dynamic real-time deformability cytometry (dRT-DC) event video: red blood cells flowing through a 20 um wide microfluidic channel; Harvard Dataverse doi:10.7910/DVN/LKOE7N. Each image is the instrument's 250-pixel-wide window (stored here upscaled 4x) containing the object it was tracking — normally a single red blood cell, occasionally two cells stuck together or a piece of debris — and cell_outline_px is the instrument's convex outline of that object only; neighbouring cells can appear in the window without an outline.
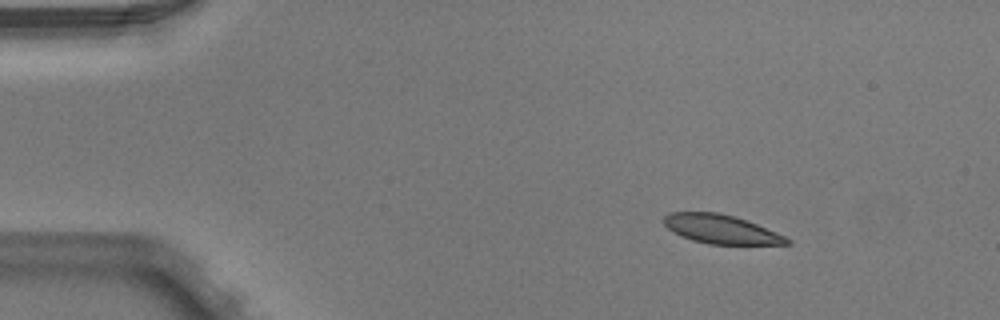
{"species": "Egyptian fruit bat (a non-hibernating species)", "species_latin": "Rousettus aegyptiacus", "temperature_condition": "warm", "stored_images_in_passage": 3, "camera_frame_rate_fps": 3000, "um_per_image_px": 0.085, "animal": {"sex": "male"}, "frame": {"image": 1, "passage_image": 1, "time_ms": 0.0, "image_size_px": [1000, 320], "cell_outline_px": [[792, 244], [708, 244], [692, 240], [680, 236], [672, 232], [664, 224], [664, 216], [668, 212], [716, 212], [736, 216], [756, 224], [784, 236], [792, 240]], "centroid_in_image_um": [61.25, 19.48], "position_along_channel_um": 23.7, "area_um2": 20.69}}